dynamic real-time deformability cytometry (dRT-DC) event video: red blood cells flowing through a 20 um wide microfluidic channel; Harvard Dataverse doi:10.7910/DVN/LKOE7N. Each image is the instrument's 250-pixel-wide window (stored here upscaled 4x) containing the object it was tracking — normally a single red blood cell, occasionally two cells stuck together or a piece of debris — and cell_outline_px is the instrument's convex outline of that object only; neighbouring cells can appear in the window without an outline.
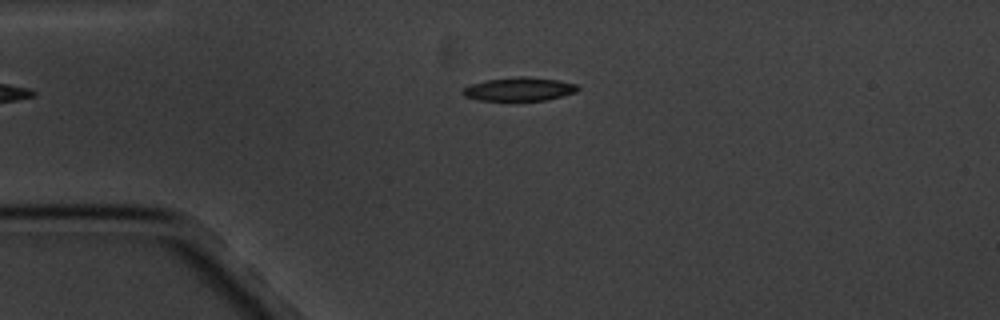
{"species": "common noctule bat (a hibernating species)", "species_latin": "Nyctalus noctula", "temperature_condition": "cold", "stored_images_in_passage": 2, "camera_frame_rate_fps": 3000, "um_per_image_px": 0.085, "animal": {"sex": "male", "body_mass_g": 20.1, "forearm_length_mm": 53.5}, "frame": {"image": 1, "passage_image": 1, "time_ms": 0.0, "image_size_px": [1000, 320], "cell_outline_px": [[580, 88], [576, 92], [544, 100], [480, 100], [464, 96], [460, 92], [468, 84], [484, 80], [520, 76], [524, 76], [560, 80], [576, 84]], "centroid_in_image_um": [44.1, 7.56], "position_along_channel_um": 40.9, "area_um2": 15.78}}